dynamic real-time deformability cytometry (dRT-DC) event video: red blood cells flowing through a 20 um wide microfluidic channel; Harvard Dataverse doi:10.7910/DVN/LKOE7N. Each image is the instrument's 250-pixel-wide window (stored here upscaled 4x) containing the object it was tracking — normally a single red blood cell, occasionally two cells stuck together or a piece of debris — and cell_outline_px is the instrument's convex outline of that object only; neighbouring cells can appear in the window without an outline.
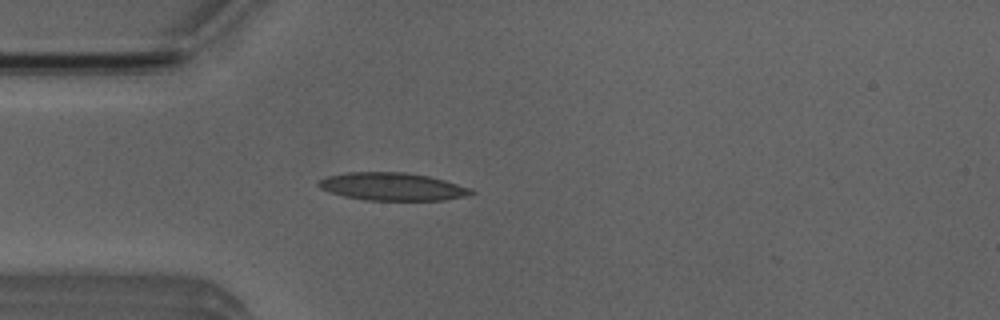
{"species": "Egyptian fruit bat (a non-hibernating species)", "species_latin": "Rousettus aegyptiacus", "temperature_condition": "room temperature", "stored_images_in_passage": 3, "camera_frame_rate_fps": 3000, "um_per_image_px": 0.085, "animal": {"sex": "male"}, "frame": {"image": 1, "passage_image": 3, "time_ms": 2.333, "image_size_px": [1000, 320], "cell_outline_px": [[476, 192], [468, 196], [444, 200], [364, 200], [344, 196], [328, 192], [320, 188], [316, 184], [316, 180], [328, 176], [344, 172], [404, 172], [428, 176], [444, 180], [468, 188]], "centroid_in_image_um": [33.28, 15.86], "position_along_channel_um": 51.7, "area_um2": 24.8}}